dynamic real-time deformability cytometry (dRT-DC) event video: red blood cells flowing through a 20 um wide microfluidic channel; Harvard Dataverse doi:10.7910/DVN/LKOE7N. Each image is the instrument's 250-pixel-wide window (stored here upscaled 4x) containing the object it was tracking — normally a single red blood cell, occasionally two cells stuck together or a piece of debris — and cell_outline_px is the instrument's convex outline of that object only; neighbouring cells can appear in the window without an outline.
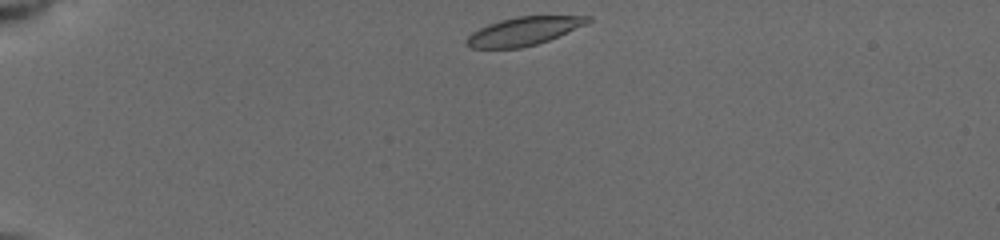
{"species": "common noctule bat (a hibernating species)", "species_latin": "Nyctalus noctula", "temperature_condition": "cold", "stored_images_in_passage": 35, "camera_frame_rate_fps": 3000, "um_per_image_px": 0.085, "animal": {"sex": "female", "body_mass_g": 19.5, "forearm_length_mm": 54.1}, "frame": {"image": 1, "passage_image": 1, "time_ms": 0.0, "image_size_px": [1000, 240], "cell_outline_px": [[592, 20], [584, 24], [548, 40], [536, 44], [520, 48], [472, 48], [464, 44], [464, 40], [472, 32], [488, 24], [500, 20], [516, 16], [592, 16]], "centroid_in_image_um": [44.44, 2.65], "position_along_channel_um": 40.6, "area_um2": 19.77}}
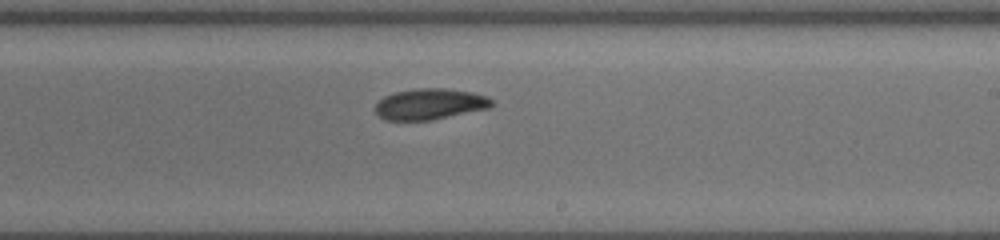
{"frame": {"image": 2, "passage_image": 19, "time_ms": 7.0, "image_size_px": [1000, 240], "cell_outline_px": [[496, 104], [488, 108], [428, 120], [388, 120], [380, 116], [376, 112], [376, 104], [384, 96], [396, 92], [416, 88], [444, 88], [472, 92], [488, 96]], "centroid_in_image_um": [36.57, 8.83], "position_along_channel_um": 252.4, "area_um2": 20.75}}
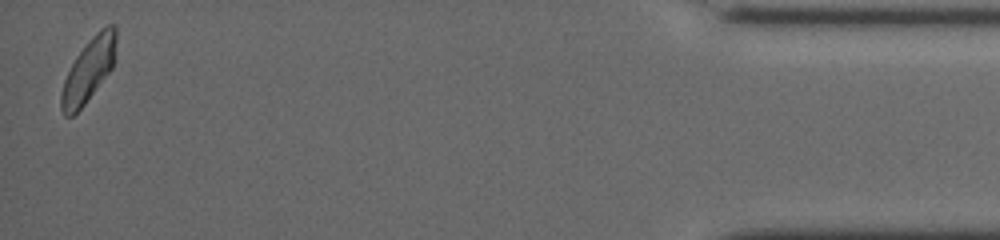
{"frame": {"image": 3, "passage_image": 35, "time_ms": 13.333, "image_size_px": [1000, 240], "cell_outline_px": [[116, 60], [112, 68], [84, 104], [72, 116], [64, 116], [60, 108], [60, 96], [64, 80], [76, 56], [88, 40], [100, 28], [108, 24], [116, 24]], "centroid_in_image_um": [7.55, 5.91], "position_along_channel_um": 427.6, "area_um2": 20.29}, "authors_computed_cell_mechanics": {"area_um2": 21.2126, "velocity_mm_per_s": 3.8741, "shape_relaxation_time_tau1_ms": 2.6895, "shape_relaxation_time_tau2_ms": null, "deformation_change_tau1": 0.1275, "deformation_change_tau2": null}}